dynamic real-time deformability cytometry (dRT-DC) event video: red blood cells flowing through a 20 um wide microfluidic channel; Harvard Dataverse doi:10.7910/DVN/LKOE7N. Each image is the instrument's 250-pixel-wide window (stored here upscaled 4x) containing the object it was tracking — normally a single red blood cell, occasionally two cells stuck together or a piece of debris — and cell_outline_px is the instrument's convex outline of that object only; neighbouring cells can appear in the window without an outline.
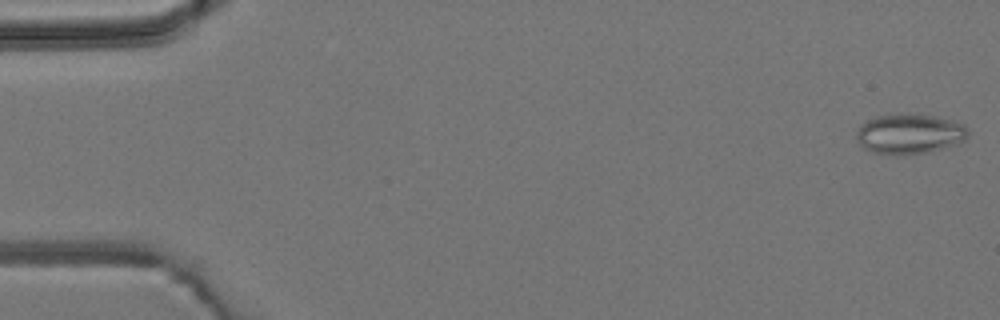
{"species": "common noctule bat (a hibernating species)", "species_latin": "Nyctalus noctula", "temperature_condition": "room temperature", "stored_images_in_passage": 5, "camera_frame_rate_fps": 3000, "um_per_image_px": 0.085, "animal": {"sex": "male", "body_mass_g": 19.2, "forearm_length_mm": 51.8}, "frame": {"image": 1, "passage_image": 1, "time_ms": 0.0, "image_size_px": [1000, 320], "cell_outline_px": [[968, 136], [964, 140], [928, 152], [900, 156], [872, 152], [864, 148], [860, 144], [856, 136], [856, 132], [860, 124], [876, 116], [932, 116], [952, 120], [964, 124], [968, 128]], "centroid_in_image_um": [77.28, 11.42], "position_along_channel_um": 7.7, "area_um2": 25.43}}